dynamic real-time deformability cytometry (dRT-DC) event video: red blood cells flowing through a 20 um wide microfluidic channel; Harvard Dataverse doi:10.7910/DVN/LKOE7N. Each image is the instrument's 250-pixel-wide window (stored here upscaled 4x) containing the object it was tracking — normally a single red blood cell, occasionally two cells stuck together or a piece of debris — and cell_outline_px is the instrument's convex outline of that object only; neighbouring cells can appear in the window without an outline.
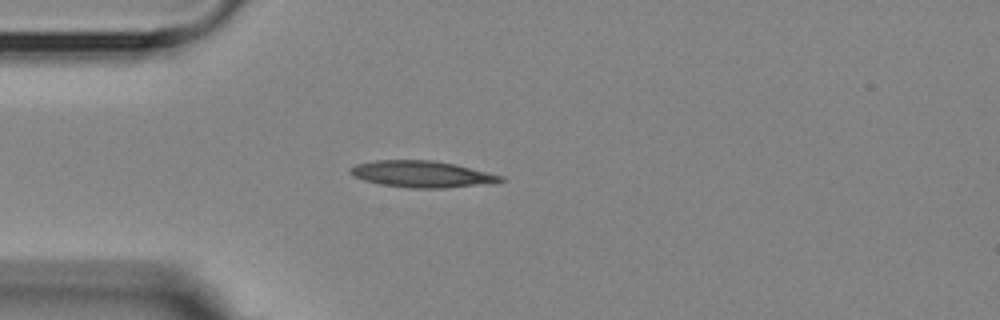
{"species": "Egyptian fruit bat (a non-hibernating species)", "species_latin": "Rousettus aegyptiacus", "temperature_condition": "room temperature", "stored_images_in_passage": 1, "camera_frame_rate_fps": 3000, "um_per_image_px": 0.085, "animal": {"sex": "female"}, "frame": {"image": 1, "passage_image": 1, "time_ms": 0.0, "image_size_px": [1000, 320], "cell_outline_px": [[504, 180], [492, 184], [444, 188], [412, 188], [380, 184], [364, 180], [352, 176], [348, 172], [348, 168], [356, 164], [376, 160], [432, 160], [456, 164], [504, 176]], "centroid_in_image_um": [35.86, 14.8], "position_along_channel_um": 49.1, "area_um2": 23.47}}